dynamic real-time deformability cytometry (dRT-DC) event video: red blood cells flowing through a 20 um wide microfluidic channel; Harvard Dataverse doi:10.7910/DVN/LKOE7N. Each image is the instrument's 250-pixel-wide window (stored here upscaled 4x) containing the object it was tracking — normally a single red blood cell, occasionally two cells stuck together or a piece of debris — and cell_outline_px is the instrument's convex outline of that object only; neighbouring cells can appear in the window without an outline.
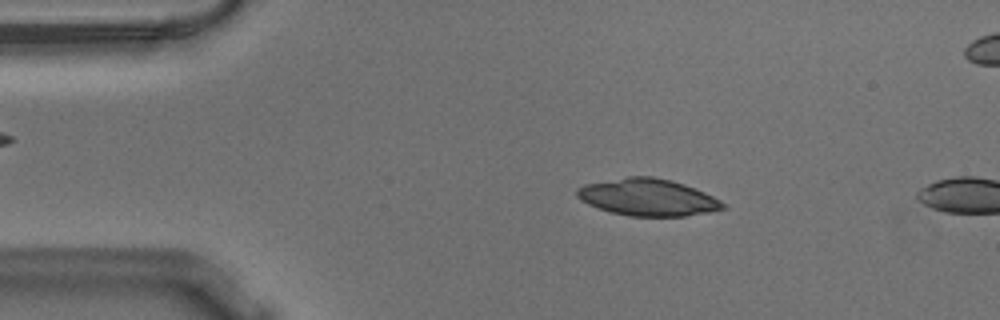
{"species": "Egyptian fruit bat (a non-hibernating species)", "species_latin": "Rousettus aegyptiacus", "temperature_condition": "warm", "stored_images_in_passage": 12, "camera_frame_rate_fps": 3000, "um_per_image_px": 0.085, "animal": {"sex": "male"}, "frame": {"image": 1, "passage_image": 9, "time_ms": 2.667, "image_size_px": [1000, 320], "cell_outline_px": [[728, 208], [708, 212], [684, 216], [628, 216], [612, 212], [588, 204], [580, 200], [576, 196], [576, 188], [584, 184], [628, 176], [652, 176], [672, 180], [684, 184], [704, 192], [720, 200]], "centroid_in_image_um": [55.05, 16.76], "position_along_channel_um": 30.0, "area_um2": 31.44}}